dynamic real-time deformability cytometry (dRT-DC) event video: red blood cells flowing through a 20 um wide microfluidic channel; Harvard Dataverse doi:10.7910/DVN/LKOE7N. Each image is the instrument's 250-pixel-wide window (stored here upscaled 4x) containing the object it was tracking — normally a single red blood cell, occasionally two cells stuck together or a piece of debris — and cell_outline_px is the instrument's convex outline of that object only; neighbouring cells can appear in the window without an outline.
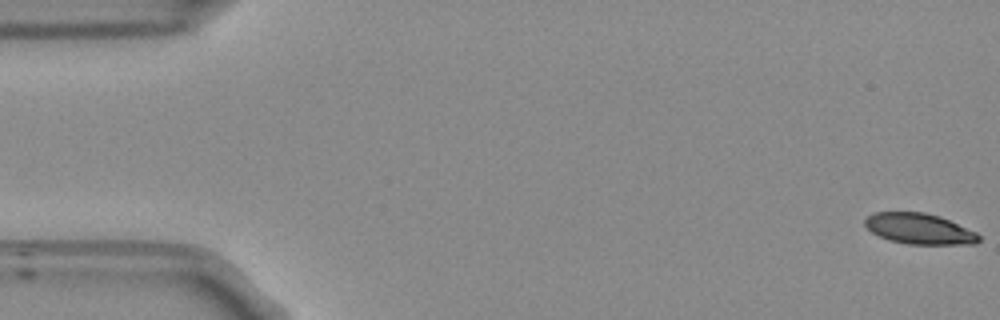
{"species": "Egyptian fruit bat (a non-hibernating species)", "species_latin": "Rousettus aegyptiacus", "temperature_condition": "room temperature", "stored_images_in_passage": 22, "camera_frame_rate_fps": 3000, "um_per_image_px": 0.085, "frame": {"image": 1, "passage_image": 1, "time_ms": 0.0, "image_size_px": [1000, 320], "cell_outline_px": [[980, 240], [976, 244], [908, 244], [888, 240], [872, 232], [864, 224], [864, 220], [872, 212], [924, 212], [940, 216], [976, 232], [980, 236]], "centroid_in_image_um": [78.14, 19.44], "position_along_channel_um": 6.9, "area_um2": 20.4}}
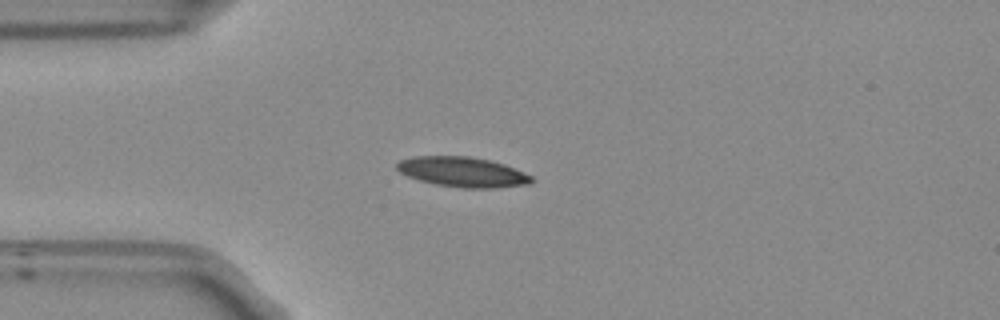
{"frame": {"image": 2, "passage_image": 14, "time_ms": 4.333, "image_size_px": [1000, 320], "cell_outline_px": [[536, 180], [528, 184], [496, 188], [464, 188], [436, 184], [420, 180], [408, 176], [400, 172], [396, 168], [396, 164], [400, 160], [416, 156], [468, 156], [488, 160], [504, 164], [532, 176]], "centroid_in_image_um": [39.33, 14.62], "position_along_channel_um": 45.7, "area_um2": 23.41}}
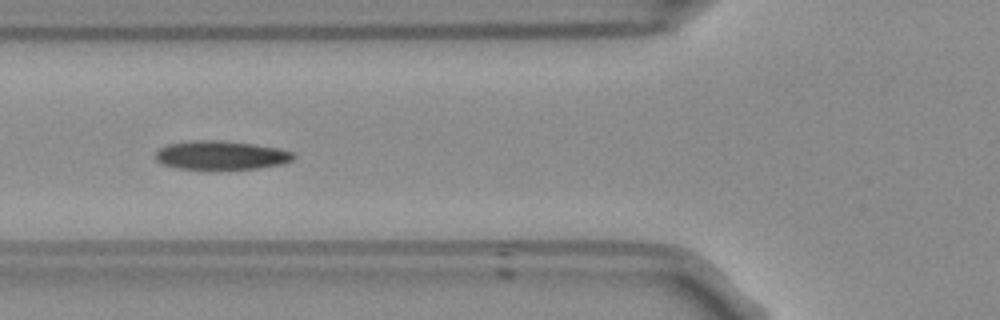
{"frame": {"image": 3, "passage_image": 20, "time_ms": 6.333, "image_size_px": [1000, 320], "cell_outline_px": [[296, 156], [292, 160], [284, 164], [260, 168], [216, 172], [176, 168], [160, 164], [156, 160], [156, 152], [160, 148], [168, 144], [196, 140], [220, 140], [252, 144], [280, 148], [292, 152]], "centroid_in_image_um": [18.79, 13.25], "position_along_channel_um": 107.0, "area_um2": 24.16}}